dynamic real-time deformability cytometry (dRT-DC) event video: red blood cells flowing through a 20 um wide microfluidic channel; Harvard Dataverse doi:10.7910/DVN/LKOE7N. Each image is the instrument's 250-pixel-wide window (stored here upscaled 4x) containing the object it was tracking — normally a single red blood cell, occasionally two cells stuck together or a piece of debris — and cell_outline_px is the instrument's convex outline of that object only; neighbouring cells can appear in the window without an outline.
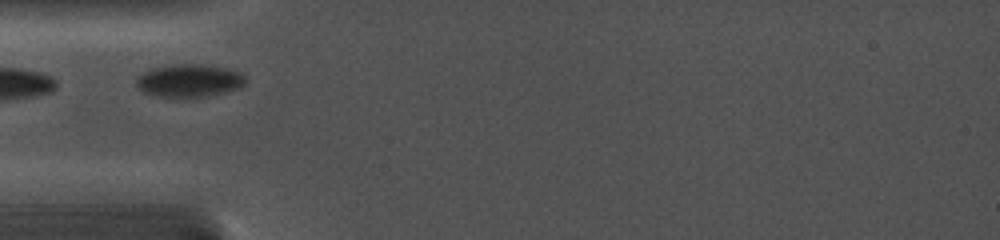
{"species": "common noctule bat (a hibernating species)", "species_latin": "Nyctalus noctula", "temperature_condition": "cold", "stored_images_in_passage": 6, "camera_frame_rate_fps": 5000, "um_per_image_px": 0.085, "animal": {"sex": "female", "body_mass_g": 19.0, "forearm_length_mm": 56.7}, "frame": {"image": 1, "passage_image": 1, "time_ms": 0.0, "image_size_px": [1000, 240], "cell_outline_px": [[244, 84], [240, 88], [224, 92], [204, 96], [160, 96], [144, 92], [136, 84], [136, 76], [148, 68], [172, 64], [196, 64], [228, 68], [240, 72], [244, 76]], "centroid_in_image_um": [16.05, 6.82], "position_along_channel_um": 69.0, "area_um2": 20.69}}
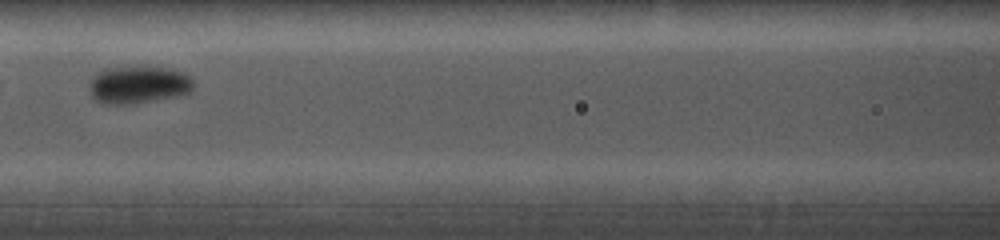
{"frame": {"image": 2, "passage_image": 4, "time_ms": 2.2, "image_size_px": [1000, 240], "cell_outline_px": [[196, 84], [192, 92], [176, 96], [136, 104], [104, 104], [96, 100], [92, 96], [92, 80], [104, 68], [172, 68], [184, 72]], "centroid_in_image_um": [11.86, 7.23], "position_along_channel_um": 154.7, "area_um2": 22.43}}